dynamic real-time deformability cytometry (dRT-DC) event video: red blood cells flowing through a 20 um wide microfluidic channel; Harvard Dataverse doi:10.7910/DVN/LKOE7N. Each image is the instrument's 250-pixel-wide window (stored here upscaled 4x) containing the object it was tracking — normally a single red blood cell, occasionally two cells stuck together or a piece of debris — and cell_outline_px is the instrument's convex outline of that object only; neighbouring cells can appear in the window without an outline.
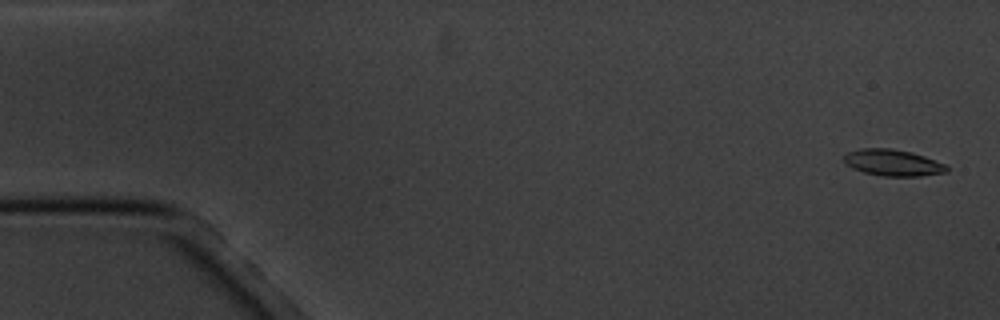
{"species": "common noctule bat (a hibernating species)", "species_latin": "Nyctalus noctula", "temperature_condition": "cold", "stored_images_in_passage": 7, "camera_frame_rate_fps": 3000, "um_per_image_px": 0.085, "animal": {"sex": "male", "body_mass_g": 20.1, "forearm_length_mm": 53.5}, "frame": {"image": 1, "passage_image": 1, "time_ms": 0.0, "image_size_px": [1000, 320], "cell_outline_px": [[948, 172], [920, 176], [884, 176], [864, 172], [852, 168], [844, 164], [844, 156], [848, 152], [860, 148], [892, 148], [912, 152], [924, 156], [944, 164], [948, 168]], "centroid_in_image_um": [75.87, 13.82], "position_along_channel_um": 9.1, "area_um2": 15.84}}
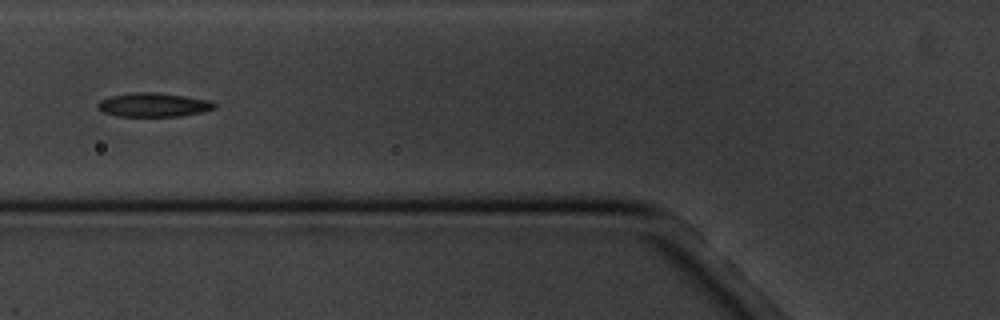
{"frame": {"image": 2, "passage_image": 6, "time_ms": 6.667, "image_size_px": [1000, 320], "cell_outline_px": [[216, 108], [200, 112], [180, 116], [116, 116], [104, 112], [96, 108], [96, 104], [100, 100], [108, 96], [132, 92], [156, 92], [212, 100], [216, 104]], "centroid_in_image_um": [13.01, 8.9], "position_along_channel_um": 112.8, "area_um2": 16.42}}
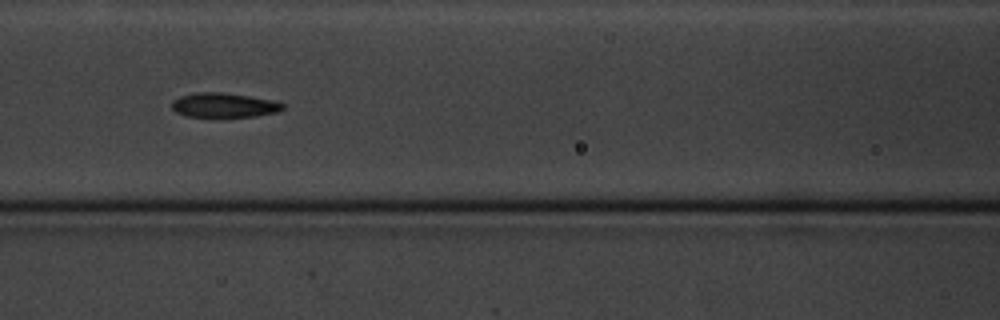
{"frame": {"image": 3, "passage_image": 7, "time_ms": 7.667, "image_size_px": [1000, 320], "cell_outline_px": [[284, 108], [280, 112], [256, 116], [188, 116], [176, 112], [172, 108], [172, 100], [180, 96], [196, 92], [224, 92], [276, 100], [284, 104]], "centroid_in_image_um": [19.08, 8.92], "position_along_channel_um": 147.5, "area_um2": 15.9}}